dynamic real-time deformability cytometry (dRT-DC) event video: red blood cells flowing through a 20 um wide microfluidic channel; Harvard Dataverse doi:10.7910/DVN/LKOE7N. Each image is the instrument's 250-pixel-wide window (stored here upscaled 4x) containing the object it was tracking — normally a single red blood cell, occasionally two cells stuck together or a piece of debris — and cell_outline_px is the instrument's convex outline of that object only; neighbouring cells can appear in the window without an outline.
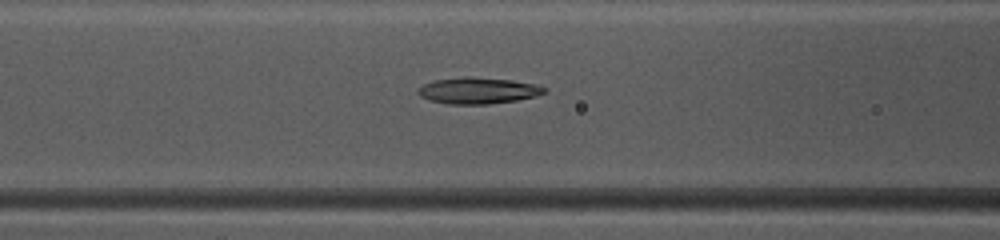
{"species": "common noctule bat (a hibernating species)", "species_latin": "Nyctalus noctula", "temperature_condition": "warm", "stored_images_in_passage": 35, "camera_frame_rate_fps": 3000, "um_per_image_px": 0.085, "animal": {"sex": "female", "body_mass_g": 10.0, "forearm_length_mm": 53.1}, "frame": {"image": 1, "passage_image": 7, "time_ms": 2.0, "image_size_px": [1000, 240], "cell_outline_px": [[548, 92], [536, 96], [516, 100], [488, 104], [448, 104], [428, 100], [420, 96], [416, 92], [416, 88], [432, 80], [464, 76], [468, 76], [512, 80], [536, 84], [548, 88]], "centroid_in_image_um": [40.61, 7.69], "position_along_channel_um": 126.0, "area_um2": 19.71}}
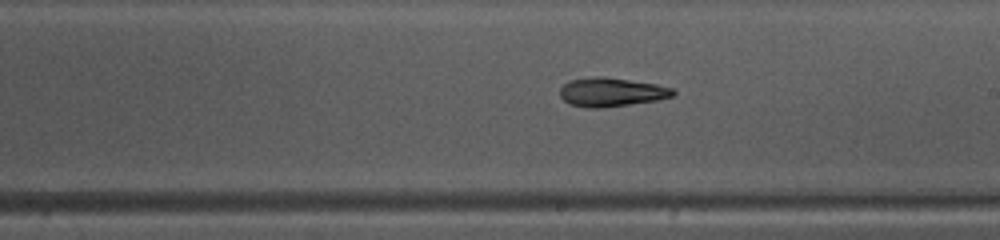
{"frame": {"image": 2, "passage_image": 15, "time_ms": 4.667, "image_size_px": [1000, 240], "cell_outline_px": [[676, 92], [672, 96], [656, 100], [604, 108], [588, 108], [568, 104], [560, 96], [560, 88], [568, 80], [596, 76], [604, 76], [656, 84], [672, 88]], "centroid_in_image_um": [51.93, 7.83], "position_along_channel_um": 237.1, "area_um2": 19.07}}
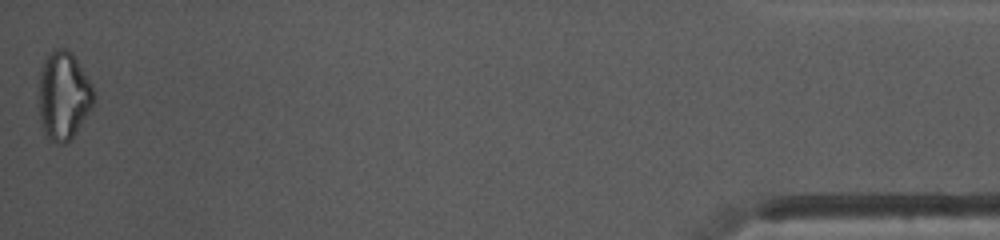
{"frame": {"image": 3, "passage_image": 35, "time_ms": 11.333, "image_size_px": [1000, 240], "cell_outline_px": [[96, 96], [88, 112], [76, 132], [64, 144], [56, 144], [48, 140], [44, 136], [40, 120], [40, 72], [44, 60], [56, 48], [68, 48], [72, 52], [92, 84]], "centroid_in_image_um": [5.4, 8.14], "position_along_channel_um": 429.8, "area_um2": 28.15}, "authors_computed_cell_mechanics": {"area_um2": 19.4786, "velocity_mm_per_s": 4.1553, "shape_relaxation_time_tau1_ms": null, "shape_relaxation_time_tau2_ms": 10.0805, "deformation_change_tau1": null, "deformation_change_tau2": 0.2511}}